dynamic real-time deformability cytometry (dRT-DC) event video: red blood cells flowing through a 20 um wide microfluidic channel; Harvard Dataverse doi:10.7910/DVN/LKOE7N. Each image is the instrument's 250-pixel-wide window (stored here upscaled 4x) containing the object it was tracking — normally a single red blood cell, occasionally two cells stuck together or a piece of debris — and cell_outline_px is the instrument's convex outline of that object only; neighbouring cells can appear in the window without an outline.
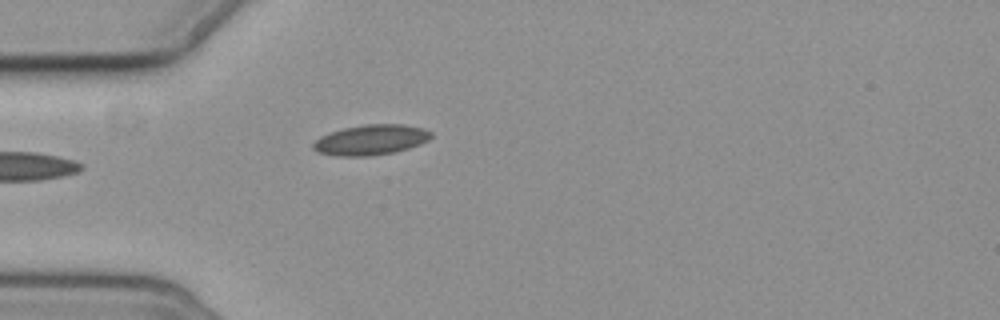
{"species": "common noctule bat (a hibernating species)", "species_latin": "Nyctalus noctula", "temperature_condition": "cold", "stored_images_in_passage": 3, "camera_frame_rate_fps": 3000, "um_per_image_px": 0.085, "animal": {"sex": "female", "body_mass_g": 19.3, "forearm_length_mm": 54.1}, "frame": {"image": 1, "passage_image": 3, "time_ms": 2.333, "image_size_px": [1000, 320], "cell_outline_px": [[432, 136], [428, 140], [420, 144], [408, 148], [392, 152], [372, 156], [336, 156], [316, 152], [312, 148], [312, 144], [320, 136], [344, 128], [364, 124], [404, 124], [424, 128], [432, 132]], "centroid_in_image_um": [31.52, 11.89], "position_along_channel_um": 53.5, "area_um2": 20.87}}